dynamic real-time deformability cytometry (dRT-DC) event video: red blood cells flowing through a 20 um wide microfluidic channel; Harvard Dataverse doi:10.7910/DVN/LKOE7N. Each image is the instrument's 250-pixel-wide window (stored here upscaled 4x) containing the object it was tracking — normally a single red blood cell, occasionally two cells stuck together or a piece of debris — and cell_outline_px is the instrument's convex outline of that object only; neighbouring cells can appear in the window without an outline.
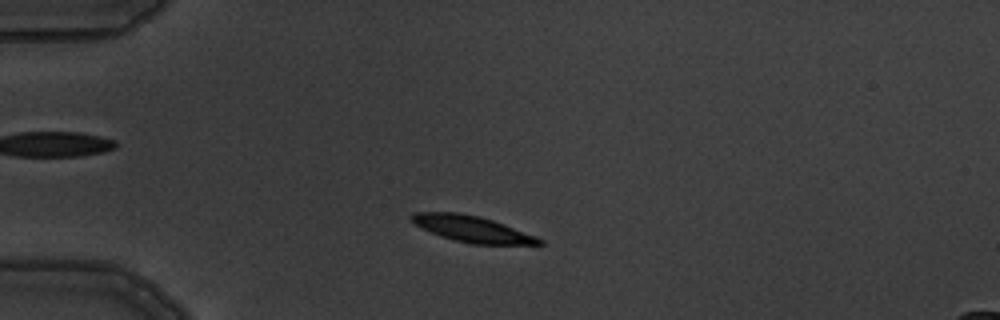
{"species": "common noctule bat (a hibernating species)", "species_latin": "Nyctalus noctula", "temperature_condition": "warm", "stored_images_in_passage": 2, "camera_frame_rate_fps": 3000, "um_per_image_px": 0.085, "animal": {"sex": "male", "body_mass_g": 19.5, "forearm_length_mm": 54.6}, "frame": {"image": 1, "passage_image": 2, "time_ms": 1.0, "image_size_px": [1000, 320], "cell_outline_px": [[544, 244], [472, 244], [440, 236], [408, 220], [408, 216], [412, 212], [460, 212], [480, 216], [504, 224], [536, 236], [544, 240]], "centroid_in_image_um": [40.1, 19.44], "position_along_channel_um": 44.9, "area_um2": 19.42}}